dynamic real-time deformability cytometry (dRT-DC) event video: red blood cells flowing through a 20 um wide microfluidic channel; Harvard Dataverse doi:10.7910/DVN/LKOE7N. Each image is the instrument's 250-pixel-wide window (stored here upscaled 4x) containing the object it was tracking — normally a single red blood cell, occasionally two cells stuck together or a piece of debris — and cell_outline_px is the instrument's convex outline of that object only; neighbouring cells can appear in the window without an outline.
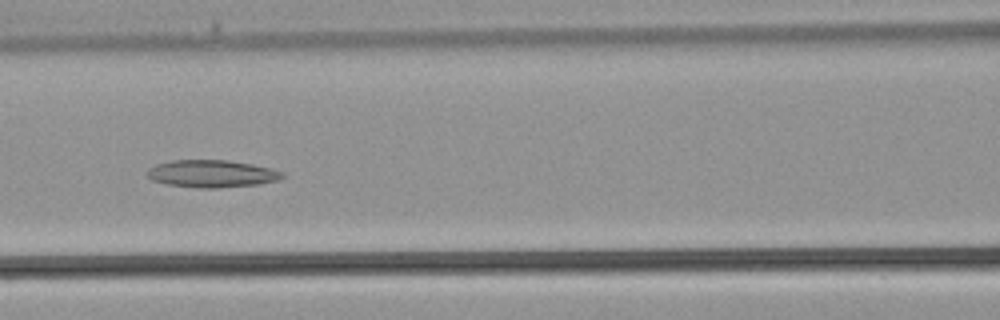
{"species": "common noctule bat (a hibernating species)", "species_latin": "Nyctalus noctula", "temperature_condition": "warm", "stored_images_in_passage": 37, "camera_frame_rate_fps": 3000, "um_per_image_px": 0.085, "animal": {"sex": "male", "body_mass_g": 21.5, "forearm_length_mm": 52.0}, "frame": {"image": 1, "passage_image": 16, "time_ms": 5.0, "image_size_px": [1000, 320], "cell_outline_px": [[284, 176], [280, 180], [260, 184], [220, 188], [196, 188], [168, 184], [152, 180], [148, 176], [148, 168], [156, 164], [172, 160], [228, 160], [252, 164], [284, 172]], "centroid_in_image_um": [18.02, 14.77], "position_along_channel_um": 148.6, "area_um2": 21.62}}
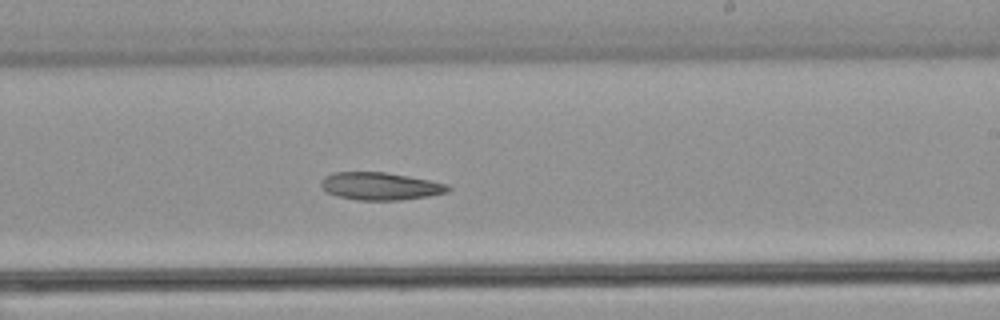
{"frame": {"image": 2, "passage_image": 22, "time_ms": 7.0, "image_size_px": [1000, 320], "cell_outline_px": [[452, 188], [448, 192], [428, 196], [400, 200], [356, 200], [336, 196], [328, 192], [320, 184], [320, 180], [324, 176], [332, 172], [384, 172], [408, 176], [448, 184]], "centroid_in_image_um": [32.31, 15.82], "position_along_channel_um": 256.7, "area_um2": 20.46}}
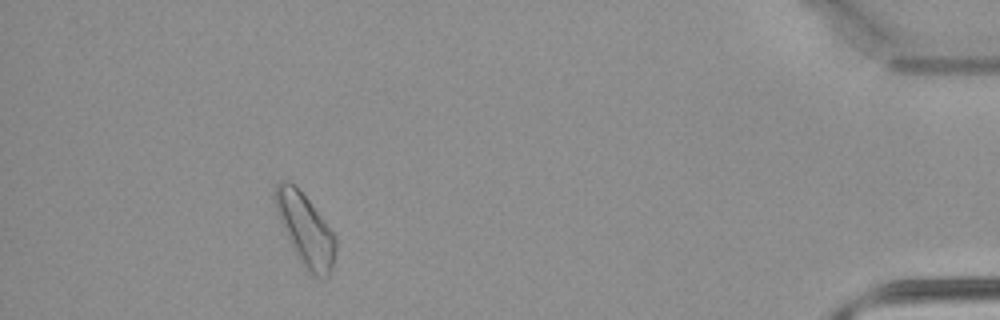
{"frame": {"image": 3, "passage_image": 34, "time_ms": 11.0, "image_size_px": [1000, 320], "cell_outline_px": [[336, 252], [332, 268], [328, 276], [316, 276], [308, 272], [304, 268], [292, 248], [280, 220], [276, 208], [276, 184], [280, 180], [288, 180], [308, 200], [324, 220], [332, 232], [336, 240]], "centroid_in_image_um": [25.97, 19.56], "position_along_channel_um": 409.2, "area_um2": 24.51}}